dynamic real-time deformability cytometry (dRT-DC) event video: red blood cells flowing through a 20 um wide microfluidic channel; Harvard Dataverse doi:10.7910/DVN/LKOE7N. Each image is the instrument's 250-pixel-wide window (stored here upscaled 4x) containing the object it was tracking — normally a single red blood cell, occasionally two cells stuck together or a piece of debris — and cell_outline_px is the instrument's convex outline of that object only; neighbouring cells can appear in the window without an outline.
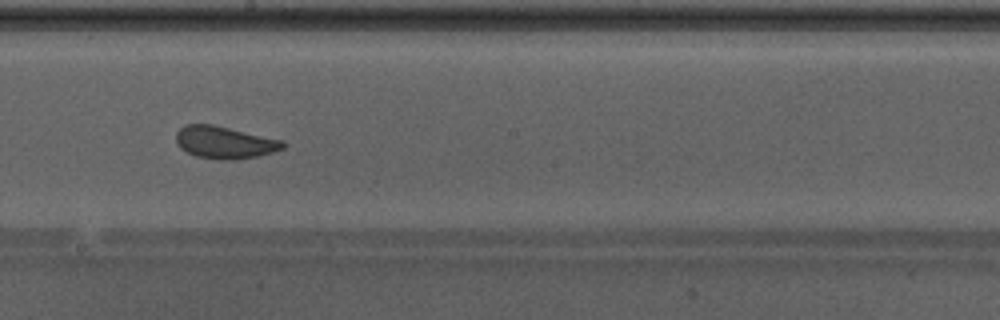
{"species": "Egyptian fruit bat (a non-hibernating species)", "species_latin": "Rousettus aegyptiacus", "temperature_condition": "warm", "stored_images_in_passage": 39, "camera_frame_rate_fps": 3000, "um_per_image_px": 0.085, "animal": {"sex": "male"}, "frame": {"image": 1, "passage_image": 17, "time_ms": 5.333, "image_size_px": [1000, 320], "cell_outline_px": [[288, 144], [284, 148], [272, 152], [256, 156], [236, 160], [220, 160], [196, 156], [180, 148], [176, 140], [176, 132], [184, 124], [212, 124], [284, 140]], "centroid_in_image_um": [19.11, 12.1], "position_along_channel_um": 229.1, "area_um2": 20.23}, "authors_computed_cell_mechanics": {"area_um2": 20.519, "velocity_mm_per_s": 4.2813, "shape_relaxation_time_tau1_ms": 2.5142, "shape_relaxation_time_tau2_ms": 0.5029, "deformation_change_tau1": 0.082, "deformation_change_tau2": 0.0473}}